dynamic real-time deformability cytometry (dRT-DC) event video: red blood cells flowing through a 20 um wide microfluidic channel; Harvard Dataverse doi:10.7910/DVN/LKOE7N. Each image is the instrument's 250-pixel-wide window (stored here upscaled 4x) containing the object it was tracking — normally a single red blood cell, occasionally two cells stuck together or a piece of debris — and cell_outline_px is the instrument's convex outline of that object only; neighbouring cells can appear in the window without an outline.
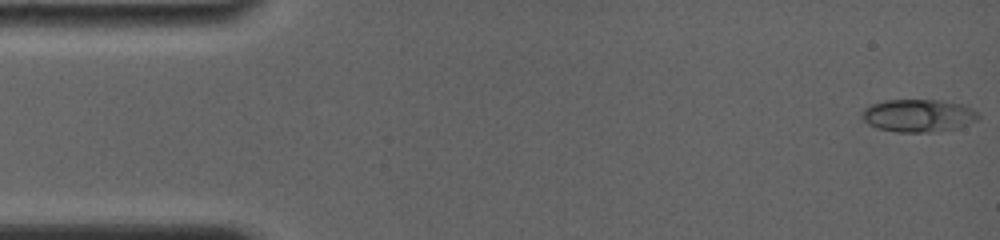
{"species": "common noctule bat (a hibernating species)", "species_latin": "Nyctalus noctula", "temperature_condition": "room temperature", "stored_images_in_passage": 50, "camera_frame_rate_fps": 4000, "um_per_image_px": 0.085, "animal": {"sex": "female", "body_mass_g": 19.0, "forearm_length_mm": 56.7}, "frame": {"image": 1, "passage_image": 1, "time_ms": 0.0, "image_size_px": [1000, 240], "cell_outline_px": [[980, 116], [976, 120], [956, 128], [932, 132], [896, 132], [876, 128], [868, 124], [864, 120], [860, 112], [864, 108], [872, 104], [884, 100], [940, 100], [964, 104], [972, 108]], "centroid_in_image_um": [78.03, 9.82], "position_along_channel_um": 7.0, "area_um2": 22.25}}
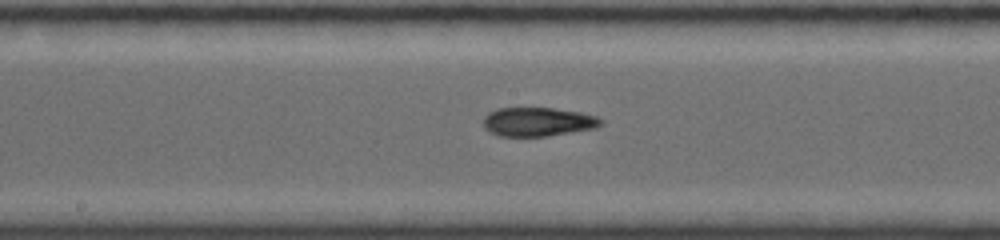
{"frame": {"image": 2, "passage_image": 21, "time_ms": 8.25, "image_size_px": [1000, 240], "cell_outline_px": [[604, 124], [596, 128], [548, 136], [500, 136], [488, 132], [484, 128], [484, 116], [488, 112], [496, 108], [552, 108], [580, 112], [596, 116], [604, 120]], "centroid_in_image_um": [45.72, 10.35], "position_along_channel_um": 202.5, "area_um2": 20.0}}
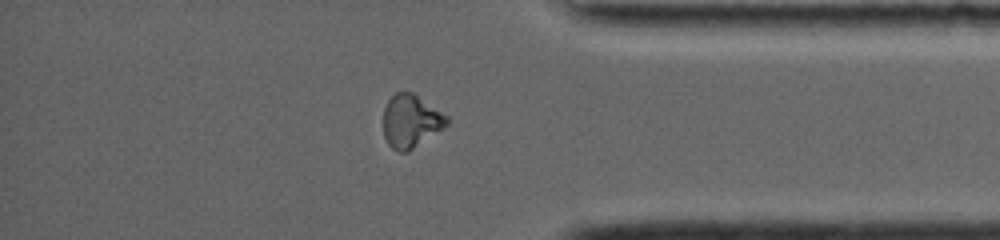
{"frame": {"image": 3, "passage_image": 41, "time_ms": 13.5, "image_size_px": [1000, 240], "cell_outline_px": [[452, 120], [448, 124], [408, 152], [400, 152], [392, 148], [388, 144], [384, 136], [384, 108], [388, 100], [396, 92], [412, 92], [448, 116]], "centroid_in_image_um": [34.92, 10.3], "position_along_channel_um": 400.3, "area_um2": 19.48}, "authors_computed_cell_mechanics": {"area_um2": 19.8254, "velocity_mm_per_s": 3.8697, "shape_relaxation_time_tau1_ms": null, "shape_relaxation_time_tau2_ms": 2.6011, "deformation_change_tau1": null, "deformation_change_tau2": 0.0496}}